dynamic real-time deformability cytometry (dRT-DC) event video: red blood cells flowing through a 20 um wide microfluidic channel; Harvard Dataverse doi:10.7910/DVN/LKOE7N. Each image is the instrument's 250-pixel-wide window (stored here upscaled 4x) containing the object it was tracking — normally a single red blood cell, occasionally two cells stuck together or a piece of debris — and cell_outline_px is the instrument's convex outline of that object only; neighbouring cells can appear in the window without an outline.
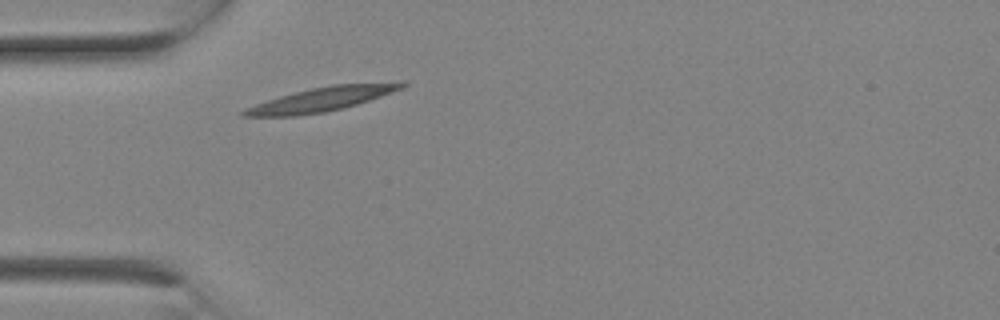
{"species": "Egyptian fruit bat (a non-hibernating species)", "species_latin": "Rousettus aegyptiacus", "temperature_condition": "room temperature", "stored_images_in_passage": 3, "camera_frame_rate_fps": 3000, "um_per_image_px": 0.085, "animal": {"sex": "female"}, "frame": {"image": 1, "passage_image": 3, "time_ms": 0.667, "image_size_px": [1000, 320], "cell_outline_px": [[408, 84], [392, 92], [356, 104], [324, 112], [296, 116], [240, 116], [240, 112], [256, 104], [280, 96], [312, 88], [332, 84], [404, 80]], "centroid_in_image_um": [27.42, 8.4], "position_along_channel_um": 57.6, "area_um2": 22.08}}